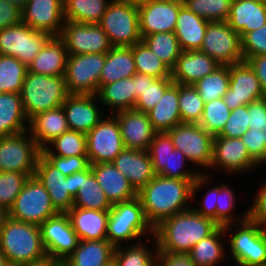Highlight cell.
<instances>
[{"label":"cell","instance_id":"1f68e13d","mask_svg":"<svg viewBox=\"0 0 266 266\" xmlns=\"http://www.w3.org/2000/svg\"><path fill=\"white\" fill-rule=\"evenodd\" d=\"M208 23L185 5L180 7L174 33L182 51L200 50Z\"/></svg>","mask_w":266,"mask_h":266},{"label":"cell","instance_id":"d6a6232c","mask_svg":"<svg viewBox=\"0 0 266 266\" xmlns=\"http://www.w3.org/2000/svg\"><path fill=\"white\" fill-rule=\"evenodd\" d=\"M147 114L157 132H167L176 125L181 124L179 84L173 83Z\"/></svg>","mask_w":266,"mask_h":266},{"label":"cell","instance_id":"a7ac6f4b","mask_svg":"<svg viewBox=\"0 0 266 266\" xmlns=\"http://www.w3.org/2000/svg\"><path fill=\"white\" fill-rule=\"evenodd\" d=\"M7 217H8V211L0 206V231Z\"/></svg>","mask_w":266,"mask_h":266},{"label":"cell","instance_id":"603a6c76","mask_svg":"<svg viewBox=\"0 0 266 266\" xmlns=\"http://www.w3.org/2000/svg\"><path fill=\"white\" fill-rule=\"evenodd\" d=\"M34 176L46 188L58 213H67L73 207L70 195V175L64 176L42 154H40Z\"/></svg>","mask_w":266,"mask_h":266},{"label":"cell","instance_id":"60d3db41","mask_svg":"<svg viewBox=\"0 0 266 266\" xmlns=\"http://www.w3.org/2000/svg\"><path fill=\"white\" fill-rule=\"evenodd\" d=\"M49 144L41 150L42 155L87 156V137L85 133L79 131L69 129ZM51 146L54 150L50 148Z\"/></svg>","mask_w":266,"mask_h":266},{"label":"cell","instance_id":"e575fe53","mask_svg":"<svg viewBox=\"0 0 266 266\" xmlns=\"http://www.w3.org/2000/svg\"><path fill=\"white\" fill-rule=\"evenodd\" d=\"M100 106L111 108V115L128 109H134L137 97L135 96L134 78H125L102 85L97 92ZM102 104V105H101Z\"/></svg>","mask_w":266,"mask_h":266},{"label":"cell","instance_id":"cb8c5ba5","mask_svg":"<svg viewBox=\"0 0 266 266\" xmlns=\"http://www.w3.org/2000/svg\"><path fill=\"white\" fill-rule=\"evenodd\" d=\"M97 95L69 94L63 102L65 117L70 130L87 134L103 118L94 102Z\"/></svg>","mask_w":266,"mask_h":266},{"label":"cell","instance_id":"8d00e7d4","mask_svg":"<svg viewBox=\"0 0 266 266\" xmlns=\"http://www.w3.org/2000/svg\"><path fill=\"white\" fill-rule=\"evenodd\" d=\"M28 121L20 94L0 93V137L27 131L25 123L28 124Z\"/></svg>","mask_w":266,"mask_h":266},{"label":"cell","instance_id":"e7e4bbea","mask_svg":"<svg viewBox=\"0 0 266 266\" xmlns=\"http://www.w3.org/2000/svg\"><path fill=\"white\" fill-rule=\"evenodd\" d=\"M247 62L255 71L256 76L260 81L263 96L266 98V55L250 57Z\"/></svg>","mask_w":266,"mask_h":266},{"label":"cell","instance_id":"277c9868","mask_svg":"<svg viewBox=\"0 0 266 266\" xmlns=\"http://www.w3.org/2000/svg\"><path fill=\"white\" fill-rule=\"evenodd\" d=\"M69 95L64 76L27 72L20 96L28 120L41 112L62 106Z\"/></svg>","mask_w":266,"mask_h":266},{"label":"cell","instance_id":"816d5d0a","mask_svg":"<svg viewBox=\"0 0 266 266\" xmlns=\"http://www.w3.org/2000/svg\"><path fill=\"white\" fill-rule=\"evenodd\" d=\"M173 83L171 78L156 79L145 74V88L143 93L137 98L134 109L147 113L159 102L164 92Z\"/></svg>","mask_w":266,"mask_h":266},{"label":"cell","instance_id":"680465c9","mask_svg":"<svg viewBox=\"0 0 266 266\" xmlns=\"http://www.w3.org/2000/svg\"><path fill=\"white\" fill-rule=\"evenodd\" d=\"M253 200V204L248 209V218L252 222L266 228V181L260 187L259 192H257L256 198Z\"/></svg>","mask_w":266,"mask_h":266},{"label":"cell","instance_id":"d590c367","mask_svg":"<svg viewBox=\"0 0 266 266\" xmlns=\"http://www.w3.org/2000/svg\"><path fill=\"white\" fill-rule=\"evenodd\" d=\"M136 72L132 46H113L106 53V60L99 78V87L120 79L130 78Z\"/></svg>","mask_w":266,"mask_h":266},{"label":"cell","instance_id":"11a10c76","mask_svg":"<svg viewBox=\"0 0 266 266\" xmlns=\"http://www.w3.org/2000/svg\"><path fill=\"white\" fill-rule=\"evenodd\" d=\"M249 129L248 105L231 110L230 117L218 135L227 138H241Z\"/></svg>","mask_w":266,"mask_h":266},{"label":"cell","instance_id":"753ad0ef","mask_svg":"<svg viewBox=\"0 0 266 266\" xmlns=\"http://www.w3.org/2000/svg\"><path fill=\"white\" fill-rule=\"evenodd\" d=\"M0 266H12L4 254L0 252Z\"/></svg>","mask_w":266,"mask_h":266},{"label":"cell","instance_id":"be15d7a7","mask_svg":"<svg viewBox=\"0 0 266 266\" xmlns=\"http://www.w3.org/2000/svg\"><path fill=\"white\" fill-rule=\"evenodd\" d=\"M200 203V209L197 207H194L193 209L200 215L216 222V186L208 189L206 196H204L203 201Z\"/></svg>","mask_w":266,"mask_h":266},{"label":"cell","instance_id":"b9f144b4","mask_svg":"<svg viewBox=\"0 0 266 266\" xmlns=\"http://www.w3.org/2000/svg\"><path fill=\"white\" fill-rule=\"evenodd\" d=\"M132 52L138 73L153 76L156 79L171 78V68L158 58L143 41L135 43L132 46Z\"/></svg>","mask_w":266,"mask_h":266},{"label":"cell","instance_id":"f907efd6","mask_svg":"<svg viewBox=\"0 0 266 266\" xmlns=\"http://www.w3.org/2000/svg\"><path fill=\"white\" fill-rule=\"evenodd\" d=\"M236 202L235 193L226 183L216 186V223L223 226L226 232L229 229L231 231L234 221L238 220L237 217L234 218L236 215L232 214Z\"/></svg>","mask_w":266,"mask_h":266},{"label":"cell","instance_id":"4316f807","mask_svg":"<svg viewBox=\"0 0 266 266\" xmlns=\"http://www.w3.org/2000/svg\"><path fill=\"white\" fill-rule=\"evenodd\" d=\"M90 167L111 204L129 201L137 197V192L129 180L117 170L112 162L95 163L91 164Z\"/></svg>","mask_w":266,"mask_h":266},{"label":"cell","instance_id":"7c38bea8","mask_svg":"<svg viewBox=\"0 0 266 266\" xmlns=\"http://www.w3.org/2000/svg\"><path fill=\"white\" fill-rule=\"evenodd\" d=\"M201 52L213 58L220 65H232L244 61L240 34L227 21L209 22Z\"/></svg>","mask_w":266,"mask_h":266},{"label":"cell","instance_id":"4dcf8cb0","mask_svg":"<svg viewBox=\"0 0 266 266\" xmlns=\"http://www.w3.org/2000/svg\"><path fill=\"white\" fill-rule=\"evenodd\" d=\"M229 26L242 37L266 24V3L254 0H233Z\"/></svg>","mask_w":266,"mask_h":266},{"label":"cell","instance_id":"f546056e","mask_svg":"<svg viewBox=\"0 0 266 266\" xmlns=\"http://www.w3.org/2000/svg\"><path fill=\"white\" fill-rule=\"evenodd\" d=\"M68 51L59 36H52L28 65V72L49 76H64Z\"/></svg>","mask_w":266,"mask_h":266},{"label":"cell","instance_id":"681fc988","mask_svg":"<svg viewBox=\"0 0 266 266\" xmlns=\"http://www.w3.org/2000/svg\"><path fill=\"white\" fill-rule=\"evenodd\" d=\"M230 113L231 110L222 98L212 100L205 103L199 125L212 136H217L222 132Z\"/></svg>","mask_w":266,"mask_h":266},{"label":"cell","instance_id":"f6af8a7d","mask_svg":"<svg viewBox=\"0 0 266 266\" xmlns=\"http://www.w3.org/2000/svg\"><path fill=\"white\" fill-rule=\"evenodd\" d=\"M229 65H220L211 74L198 80L193 86L204 103L222 98L229 88Z\"/></svg>","mask_w":266,"mask_h":266},{"label":"cell","instance_id":"9c48e42d","mask_svg":"<svg viewBox=\"0 0 266 266\" xmlns=\"http://www.w3.org/2000/svg\"><path fill=\"white\" fill-rule=\"evenodd\" d=\"M106 53L69 55L65 81L69 94L96 95Z\"/></svg>","mask_w":266,"mask_h":266},{"label":"cell","instance_id":"91938a15","mask_svg":"<svg viewBox=\"0 0 266 266\" xmlns=\"http://www.w3.org/2000/svg\"><path fill=\"white\" fill-rule=\"evenodd\" d=\"M155 266H196L188 253L157 251Z\"/></svg>","mask_w":266,"mask_h":266},{"label":"cell","instance_id":"ba28073f","mask_svg":"<svg viewBox=\"0 0 266 266\" xmlns=\"http://www.w3.org/2000/svg\"><path fill=\"white\" fill-rule=\"evenodd\" d=\"M57 214L49 193L35 176L29 177L8 211L9 217L38 226Z\"/></svg>","mask_w":266,"mask_h":266},{"label":"cell","instance_id":"2644e50d","mask_svg":"<svg viewBox=\"0 0 266 266\" xmlns=\"http://www.w3.org/2000/svg\"><path fill=\"white\" fill-rule=\"evenodd\" d=\"M8 2L17 5L20 9H22L29 0H7Z\"/></svg>","mask_w":266,"mask_h":266},{"label":"cell","instance_id":"f5cc1de1","mask_svg":"<svg viewBox=\"0 0 266 266\" xmlns=\"http://www.w3.org/2000/svg\"><path fill=\"white\" fill-rule=\"evenodd\" d=\"M31 176L34 173L0 172V206L9 211Z\"/></svg>","mask_w":266,"mask_h":266},{"label":"cell","instance_id":"ee69618b","mask_svg":"<svg viewBox=\"0 0 266 266\" xmlns=\"http://www.w3.org/2000/svg\"><path fill=\"white\" fill-rule=\"evenodd\" d=\"M28 66L17 58L0 55V93L20 94Z\"/></svg>","mask_w":266,"mask_h":266},{"label":"cell","instance_id":"7a4b0ae2","mask_svg":"<svg viewBox=\"0 0 266 266\" xmlns=\"http://www.w3.org/2000/svg\"><path fill=\"white\" fill-rule=\"evenodd\" d=\"M220 226L197 213L193 207L163 220L154 228L157 251L188 253L195 244Z\"/></svg>","mask_w":266,"mask_h":266},{"label":"cell","instance_id":"94428289","mask_svg":"<svg viewBox=\"0 0 266 266\" xmlns=\"http://www.w3.org/2000/svg\"><path fill=\"white\" fill-rule=\"evenodd\" d=\"M22 22L21 9L7 0H0V30Z\"/></svg>","mask_w":266,"mask_h":266},{"label":"cell","instance_id":"30bf717a","mask_svg":"<svg viewBox=\"0 0 266 266\" xmlns=\"http://www.w3.org/2000/svg\"><path fill=\"white\" fill-rule=\"evenodd\" d=\"M40 154L28 131L0 137V172L35 173Z\"/></svg>","mask_w":266,"mask_h":266},{"label":"cell","instance_id":"836d02e7","mask_svg":"<svg viewBox=\"0 0 266 266\" xmlns=\"http://www.w3.org/2000/svg\"><path fill=\"white\" fill-rule=\"evenodd\" d=\"M115 247L106 240H80L62 266H104L114 259Z\"/></svg>","mask_w":266,"mask_h":266},{"label":"cell","instance_id":"34e18365","mask_svg":"<svg viewBox=\"0 0 266 266\" xmlns=\"http://www.w3.org/2000/svg\"><path fill=\"white\" fill-rule=\"evenodd\" d=\"M104 266H118V263L115 259H112L109 263L105 264Z\"/></svg>","mask_w":266,"mask_h":266},{"label":"cell","instance_id":"f1b7e54d","mask_svg":"<svg viewBox=\"0 0 266 266\" xmlns=\"http://www.w3.org/2000/svg\"><path fill=\"white\" fill-rule=\"evenodd\" d=\"M79 240H106L109 210L72 207L67 213Z\"/></svg>","mask_w":266,"mask_h":266},{"label":"cell","instance_id":"7bdbcfd3","mask_svg":"<svg viewBox=\"0 0 266 266\" xmlns=\"http://www.w3.org/2000/svg\"><path fill=\"white\" fill-rule=\"evenodd\" d=\"M142 41L171 69L182 52L174 32H158L147 35Z\"/></svg>","mask_w":266,"mask_h":266},{"label":"cell","instance_id":"d4e9b609","mask_svg":"<svg viewBox=\"0 0 266 266\" xmlns=\"http://www.w3.org/2000/svg\"><path fill=\"white\" fill-rule=\"evenodd\" d=\"M112 163L137 193L156 176L148 151L124 148Z\"/></svg>","mask_w":266,"mask_h":266},{"label":"cell","instance_id":"6f0895ef","mask_svg":"<svg viewBox=\"0 0 266 266\" xmlns=\"http://www.w3.org/2000/svg\"><path fill=\"white\" fill-rule=\"evenodd\" d=\"M64 176L75 172L85 171L90 167L88 156L60 157L56 155H43Z\"/></svg>","mask_w":266,"mask_h":266},{"label":"cell","instance_id":"4fadbf2b","mask_svg":"<svg viewBox=\"0 0 266 266\" xmlns=\"http://www.w3.org/2000/svg\"><path fill=\"white\" fill-rule=\"evenodd\" d=\"M174 148L180 150L194 167L210 168L213 140L209 132L199 124L181 123L168 130Z\"/></svg>","mask_w":266,"mask_h":266},{"label":"cell","instance_id":"11e5206c","mask_svg":"<svg viewBox=\"0 0 266 266\" xmlns=\"http://www.w3.org/2000/svg\"><path fill=\"white\" fill-rule=\"evenodd\" d=\"M254 1H258V2H262V3H266V0H254Z\"/></svg>","mask_w":266,"mask_h":266},{"label":"cell","instance_id":"bcb514c9","mask_svg":"<svg viewBox=\"0 0 266 266\" xmlns=\"http://www.w3.org/2000/svg\"><path fill=\"white\" fill-rule=\"evenodd\" d=\"M155 246V252H150L152 249L141 241H137L127 248H121L123 247L121 245L115 247L114 259L118 266H155L157 244Z\"/></svg>","mask_w":266,"mask_h":266},{"label":"cell","instance_id":"9f6ffc18","mask_svg":"<svg viewBox=\"0 0 266 266\" xmlns=\"http://www.w3.org/2000/svg\"><path fill=\"white\" fill-rule=\"evenodd\" d=\"M241 49L244 61L257 55H266V24L245 33L241 37Z\"/></svg>","mask_w":266,"mask_h":266},{"label":"cell","instance_id":"52a82bcc","mask_svg":"<svg viewBox=\"0 0 266 266\" xmlns=\"http://www.w3.org/2000/svg\"><path fill=\"white\" fill-rule=\"evenodd\" d=\"M98 24L112 46L131 47L142 41L138 7L124 0H111Z\"/></svg>","mask_w":266,"mask_h":266},{"label":"cell","instance_id":"74e56055","mask_svg":"<svg viewBox=\"0 0 266 266\" xmlns=\"http://www.w3.org/2000/svg\"><path fill=\"white\" fill-rule=\"evenodd\" d=\"M79 189L73 200V207L93 210H110L112 204L107 199L89 167L79 172Z\"/></svg>","mask_w":266,"mask_h":266},{"label":"cell","instance_id":"5b68a950","mask_svg":"<svg viewBox=\"0 0 266 266\" xmlns=\"http://www.w3.org/2000/svg\"><path fill=\"white\" fill-rule=\"evenodd\" d=\"M146 232L154 235L138 197L112 204L107 221V240L114 247L121 246L125 241H139L141 236L147 235Z\"/></svg>","mask_w":266,"mask_h":266},{"label":"cell","instance_id":"db71d44e","mask_svg":"<svg viewBox=\"0 0 266 266\" xmlns=\"http://www.w3.org/2000/svg\"><path fill=\"white\" fill-rule=\"evenodd\" d=\"M241 140L259 166L266 163V128H249Z\"/></svg>","mask_w":266,"mask_h":266},{"label":"cell","instance_id":"8992f818","mask_svg":"<svg viewBox=\"0 0 266 266\" xmlns=\"http://www.w3.org/2000/svg\"><path fill=\"white\" fill-rule=\"evenodd\" d=\"M239 217V229L229 239V251L237 266H264L266 264V228L252 222L249 211Z\"/></svg>","mask_w":266,"mask_h":266},{"label":"cell","instance_id":"44dd1931","mask_svg":"<svg viewBox=\"0 0 266 266\" xmlns=\"http://www.w3.org/2000/svg\"><path fill=\"white\" fill-rule=\"evenodd\" d=\"M182 0H153L138 7L141 37L158 32H175Z\"/></svg>","mask_w":266,"mask_h":266},{"label":"cell","instance_id":"484cf974","mask_svg":"<svg viewBox=\"0 0 266 266\" xmlns=\"http://www.w3.org/2000/svg\"><path fill=\"white\" fill-rule=\"evenodd\" d=\"M219 66L218 62L199 50L182 51L171 69V79L175 84L193 85Z\"/></svg>","mask_w":266,"mask_h":266},{"label":"cell","instance_id":"5bb4252c","mask_svg":"<svg viewBox=\"0 0 266 266\" xmlns=\"http://www.w3.org/2000/svg\"><path fill=\"white\" fill-rule=\"evenodd\" d=\"M148 153L153 164L155 175L173 179H196L203 170L185 171V161H189L184 154L174 148L171 137L167 132H157ZM184 167V169H183Z\"/></svg>","mask_w":266,"mask_h":266},{"label":"cell","instance_id":"03108f58","mask_svg":"<svg viewBox=\"0 0 266 266\" xmlns=\"http://www.w3.org/2000/svg\"><path fill=\"white\" fill-rule=\"evenodd\" d=\"M132 77L134 78L135 96L138 98L145 88V74L136 72Z\"/></svg>","mask_w":266,"mask_h":266},{"label":"cell","instance_id":"7dc6e473","mask_svg":"<svg viewBox=\"0 0 266 266\" xmlns=\"http://www.w3.org/2000/svg\"><path fill=\"white\" fill-rule=\"evenodd\" d=\"M204 105V101L193 85L179 84V110L182 123L199 124Z\"/></svg>","mask_w":266,"mask_h":266},{"label":"cell","instance_id":"ac0fdd59","mask_svg":"<svg viewBox=\"0 0 266 266\" xmlns=\"http://www.w3.org/2000/svg\"><path fill=\"white\" fill-rule=\"evenodd\" d=\"M229 88L222 97L230 110L264 98L260 81L247 61L229 65Z\"/></svg>","mask_w":266,"mask_h":266},{"label":"cell","instance_id":"8fae6325","mask_svg":"<svg viewBox=\"0 0 266 266\" xmlns=\"http://www.w3.org/2000/svg\"><path fill=\"white\" fill-rule=\"evenodd\" d=\"M52 36L24 23L0 30V55L17 58L27 66Z\"/></svg>","mask_w":266,"mask_h":266},{"label":"cell","instance_id":"d6986e66","mask_svg":"<svg viewBox=\"0 0 266 266\" xmlns=\"http://www.w3.org/2000/svg\"><path fill=\"white\" fill-rule=\"evenodd\" d=\"M259 165L249 154L241 138L214 136L210 169H223L230 174L246 172Z\"/></svg>","mask_w":266,"mask_h":266},{"label":"cell","instance_id":"e0dca14e","mask_svg":"<svg viewBox=\"0 0 266 266\" xmlns=\"http://www.w3.org/2000/svg\"><path fill=\"white\" fill-rule=\"evenodd\" d=\"M59 37L69 55L107 53L113 47L99 24L65 21Z\"/></svg>","mask_w":266,"mask_h":266},{"label":"cell","instance_id":"2e32d148","mask_svg":"<svg viewBox=\"0 0 266 266\" xmlns=\"http://www.w3.org/2000/svg\"><path fill=\"white\" fill-rule=\"evenodd\" d=\"M103 119L87 134V156L90 164L112 162L125 148L115 116Z\"/></svg>","mask_w":266,"mask_h":266},{"label":"cell","instance_id":"8c879c8a","mask_svg":"<svg viewBox=\"0 0 266 266\" xmlns=\"http://www.w3.org/2000/svg\"><path fill=\"white\" fill-rule=\"evenodd\" d=\"M33 266H62V264L52 261V260H48L44 263L38 264V265H33Z\"/></svg>","mask_w":266,"mask_h":266},{"label":"cell","instance_id":"ab89813d","mask_svg":"<svg viewBox=\"0 0 266 266\" xmlns=\"http://www.w3.org/2000/svg\"><path fill=\"white\" fill-rule=\"evenodd\" d=\"M226 234L220 226L212 235L202 239L188 252L196 266H217L225 257V246L221 236Z\"/></svg>","mask_w":266,"mask_h":266},{"label":"cell","instance_id":"ffe728a7","mask_svg":"<svg viewBox=\"0 0 266 266\" xmlns=\"http://www.w3.org/2000/svg\"><path fill=\"white\" fill-rule=\"evenodd\" d=\"M63 1L29 0L21 9L22 23L51 36H60L65 22Z\"/></svg>","mask_w":266,"mask_h":266},{"label":"cell","instance_id":"7402d4cb","mask_svg":"<svg viewBox=\"0 0 266 266\" xmlns=\"http://www.w3.org/2000/svg\"><path fill=\"white\" fill-rule=\"evenodd\" d=\"M113 115L119 122L124 147L148 151L157 133L148 114L136 109H128Z\"/></svg>","mask_w":266,"mask_h":266},{"label":"cell","instance_id":"6125c7cd","mask_svg":"<svg viewBox=\"0 0 266 266\" xmlns=\"http://www.w3.org/2000/svg\"><path fill=\"white\" fill-rule=\"evenodd\" d=\"M249 128H266V98L248 105Z\"/></svg>","mask_w":266,"mask_h":266},{"label":"cell","instance_id":"83f0119b","mask_svg":"<svg viewBox=\"0 0 266 266\" xmlns=\"http://www.w3.org/2000/svg\"><path fill=\"white\" fill-rule=\"evenodd\" d=\"M28 123L27 131L41 150L46 148L55 138L69 130L62 106L38 113L32 116Z\"/></svg>","mask_w":266,"mask_h":266},{"label":"cell","instance_id":"9a60e30c","mask_svg":"<svg viewBox=\"0 0 266 266\" xmlns=\"http://www.w3.org/2000/svg\"><path fill=\"white\" fill-rule=\"evenodd\" d=\"M39 228L48 259L60 264L73 253L80 241L66 213L48 218Z\"/></svg>","mask_w":266,"mask_h":266},{"label":"cell","instance_id":"003e7915","mask_svg":"<svg viewBox=\"0 0 266 266\" xmlns=\"http://www.w3.org/2000/svg\"><path fill=\"white\" fill-rule=\"evenodd\" d=\"M79 172H75L74 174L70 175V195L75 198L77 191L79 189Z\"/></svg>","mask_w":266,"mask_h":266},{"label":"cell","instance_id":"f35d334b","mask_svg":"<svg viewBox=\"0 0 266 266\" xmlns=\"http://www.w3.org/2000/svg\"><path fill=\"white\" fill-rule=\"evenodd\" d=\"M111 0H64V19L87 24H98Z\"/></svg>","mask_w":266,"mask_h":266},{"label":"cell","instance_id":"89a4df30","mask_svg":"<svg viewBox=\"0 0 266 266\" xmlns=\"http://www.w3.org/2000/svg\"><path fill=\"white\" fill-rule=\"evenodd\" d=\"M124 1L130 3V4L134 5V6L139 7V6H141V5H144V4H147V3H150V2H152L153 0H124Z\"/></svg>","mask_w":266,"mask_h":266},{"label":"cell","instance_id":"3957f363","mask_svg":"<svg viewBox=\"0 0 266 266\" xmlns=\"http://www.w3.org/2000/svg\"><path fill=\"white\" fill-rule=\"evenodd\" d=\"M0 252L12 266H33L49 260L39 226L9 216L0 231Z\"/></svg>","mask_w":266,"mask_h":266},{"label":"cell","instance_id":"c3c4849f","mask_svg":"<svg viewBox=\"0 0 266 266\" xmlns=\"http://www.w3.org/2000/svg\"><path fill=\"white\" fill-rule=\"evenodd\" d=\"M189 10L201 18L213 21H227L233 0H182Z\"/></svg>","mask_w":266,"mask_h":266},{"label":"cell","instance_id":"6da1fadb","mask_svg":"<svg viewBox=\"0 0 266 266\" xmlns=\"http://www.w3.org/2000/svg\"><path fill=\"white\" fill-rule=\"evenodd\" d=\"M208 176V172L204 170L196 179H173L156 175L150 180L137 193V197L152 228L163 220L190 209L189 200L194 201L197 190L206 186Z\"/></svg>","mask_w":266,"mask_h":266}]
</instances>
